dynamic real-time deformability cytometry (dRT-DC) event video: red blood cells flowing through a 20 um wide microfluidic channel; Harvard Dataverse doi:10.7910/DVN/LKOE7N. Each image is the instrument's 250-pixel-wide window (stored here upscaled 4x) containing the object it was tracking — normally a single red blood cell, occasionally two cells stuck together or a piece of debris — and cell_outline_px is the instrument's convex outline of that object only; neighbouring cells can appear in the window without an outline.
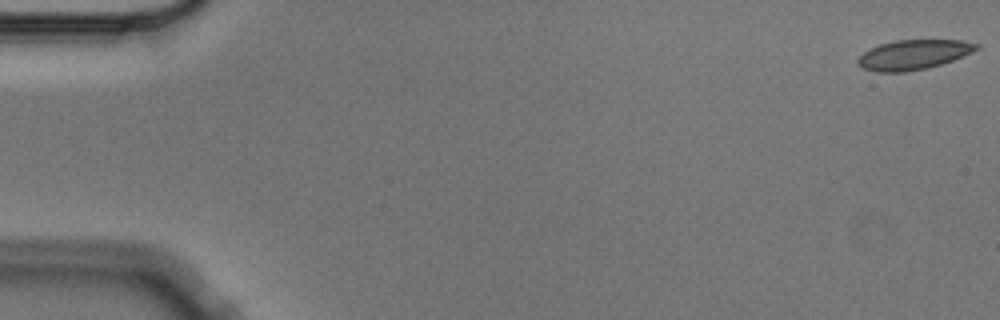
{"species": "Egyptian fruit bat (a non-hibernating species)", "species_latin": "Rousettus aegyptiacus", "temperature_condition": "cold", "stored_images_in_passage": 5, "camera_frame_rate_fps": 3000, "um_per_image_px": 0.085, "animal": {"sex": "male"}, "frame": {"image": 1, "passage_image": 1, "time_ms": 0.0, "image_size_px": [1000, 320], "cell_outline_px": [[980, 48], [972, 52], [952, 60], [940, 64], [924, 68], [904, 72], [876, 72], [864, 68], [856, 64], [856, 60], [864, 52], [880, 44], [896, 40], [960, 40], [980, 44]], "centroid_in_image_um": [77.64, 4.64], "position_along_channel_um": 7.4, "area_um2": 20.35}}
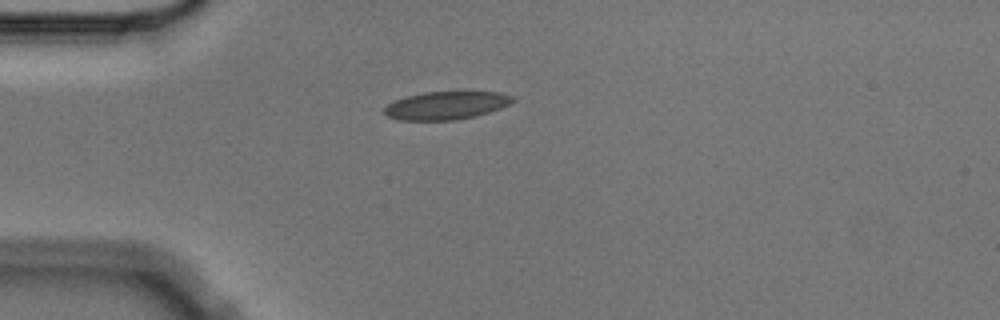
{"frame": {"image": 2, "passage_image": 5, "time_ms": 1.333, "image_size_px": [1000, 320], "cell_outline_px": [[516, 100], [500, 108], [476, 116], [456, 120], [400, 120], [388, 116], [384, 112], [384, 108], [388, 104], [396, 100], [408, 96], [424, 92], [500, 92], [516, 96]], "centroid_in_image_um": [37.97, 8.96], "position_along_channel_um": 47.0, "area_um2": 20.87}}